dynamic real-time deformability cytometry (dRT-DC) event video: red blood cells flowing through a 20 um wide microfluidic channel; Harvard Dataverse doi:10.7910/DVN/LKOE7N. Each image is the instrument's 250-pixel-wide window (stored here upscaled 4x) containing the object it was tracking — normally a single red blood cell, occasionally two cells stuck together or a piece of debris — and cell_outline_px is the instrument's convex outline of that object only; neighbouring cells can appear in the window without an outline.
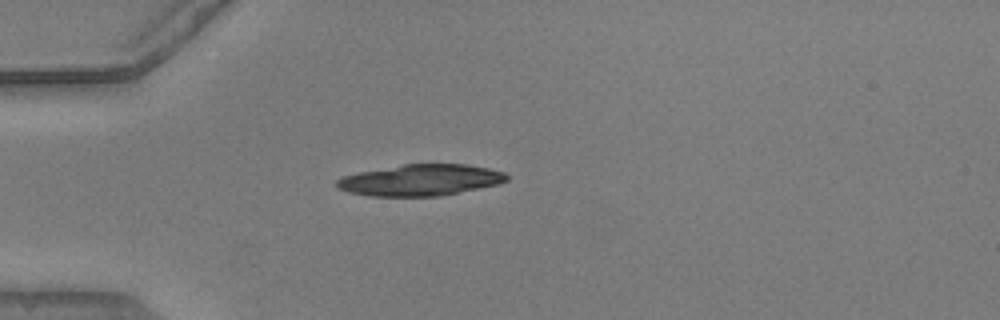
{"species": "common noctule bat (a hibernating species)", "species_latin": "Nyctalus noctula", "temperature_condition": "warm", "stored_images_in_passage": 38, "camera_frame_rate_fps": 3000, "um_per_image_px": 0.085, "animal": {"sex": "male", "body_mass_g": 20.5, "forearm_length_mm": 52.5}, "frame": {"image": 1, "passage_image": 1, "time_ms": 0.0, "image_size_px": [1000, 320], "cell_outline_px": [[508, 180], [500, 184], [440, 196], [368, 196], [348, 192], [336, 188], [336, 180], [344, 176], [360, 172], [404, 164], [468, 164], [488, 168], [504, 172], [508, 176]], "centroid_in_image_um": [35.76, 15.31], "position_along_channel_um": 49.2, "area_um2": 31.04}}
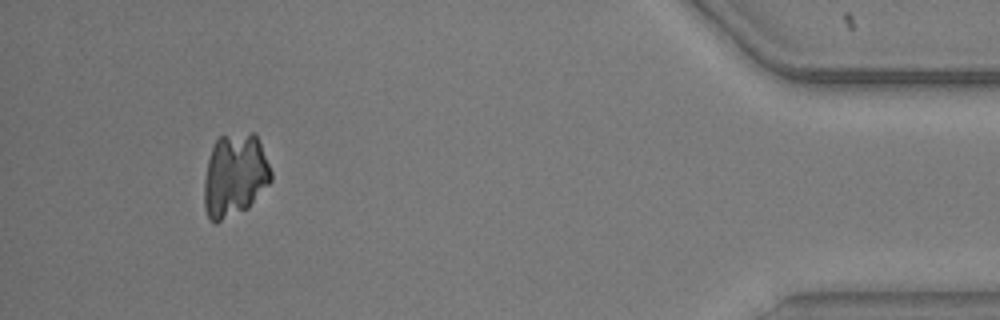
{"frame": {"image": 2, "passage_image": 35, "time_ms": 11.333, "image_size_px": [1000, 320], "cell_outline_px": [[272, 180], [248, 208], [216, 224], [208, 220], [204, 208], [204, 180], [208, 160], [212, 148], [216, 140], [220, 136], [252, 132], [256, 132], [272, 172]], "centroid_in_image_um": [19.95, 14.92], "position_along_channel_um": 415.3, "area_um2": 32.71}}